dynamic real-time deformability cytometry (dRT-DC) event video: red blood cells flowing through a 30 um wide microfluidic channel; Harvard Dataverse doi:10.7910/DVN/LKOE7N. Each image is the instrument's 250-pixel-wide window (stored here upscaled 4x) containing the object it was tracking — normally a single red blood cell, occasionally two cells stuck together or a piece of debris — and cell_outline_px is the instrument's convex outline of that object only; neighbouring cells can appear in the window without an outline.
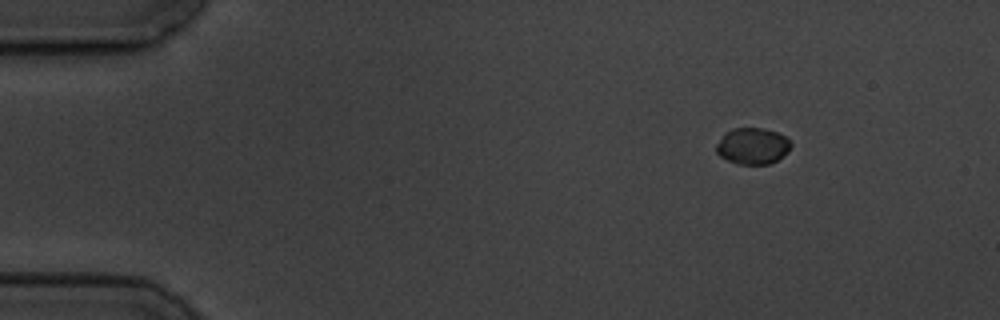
{"species": "common noctule bat (a hibernating species)", "species_latin": "Nyctalus noctula", "temperature_condition": "cold", "stored_images_in_passage": 5, "camera_frame_rate_fps": 3000, "um_per_image_px": 0.085, "animal": {"sex": "male", "body_mass_g": 19.5, "forearm_length_mm": 54.6}, "frame": {"image": 1, "passage_image": 2, "time_ms": 1.333, "image_size_px": [1000, 320], "cell_outline_px": [[792, 144], [788, 152], [776, 160], [768, 164], [736, 164], [720, 156], [716, 152], [716, 144], [732, 128], [764, 128], [776, 132], [784, 136]], "centroid_in_image_um": [63.97, 12.42], "position_along_channel_um": 21.0, "area_um2": 15.61}}
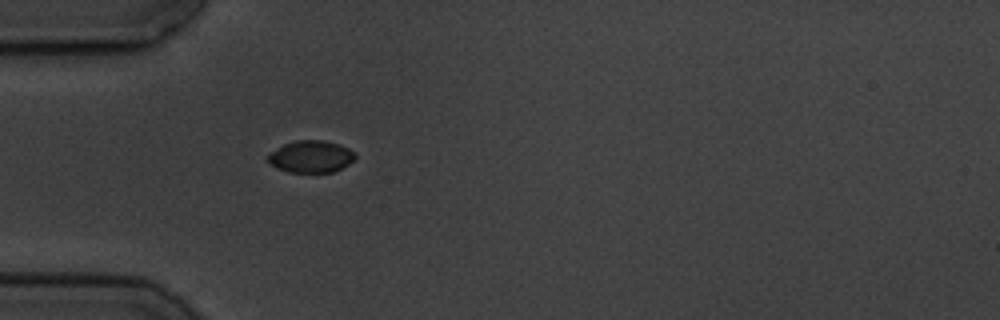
{"frame": {"image": 2, "passage_image": 5, "time_ms": 4.667, "image_size_px": [1000, 320], "cell_outline_px": [[356, 156], [348, 164], [332, 172], [288, 172], [264, 160], [264, 156], [284, 144], [296, 140], [320, 140], [336, 144], [348, 148], [356, 152]], "centroid_in_image_um": [26.39, 13.31], "position_along_channel_um": 58.6, "area_um2": 16.13}}